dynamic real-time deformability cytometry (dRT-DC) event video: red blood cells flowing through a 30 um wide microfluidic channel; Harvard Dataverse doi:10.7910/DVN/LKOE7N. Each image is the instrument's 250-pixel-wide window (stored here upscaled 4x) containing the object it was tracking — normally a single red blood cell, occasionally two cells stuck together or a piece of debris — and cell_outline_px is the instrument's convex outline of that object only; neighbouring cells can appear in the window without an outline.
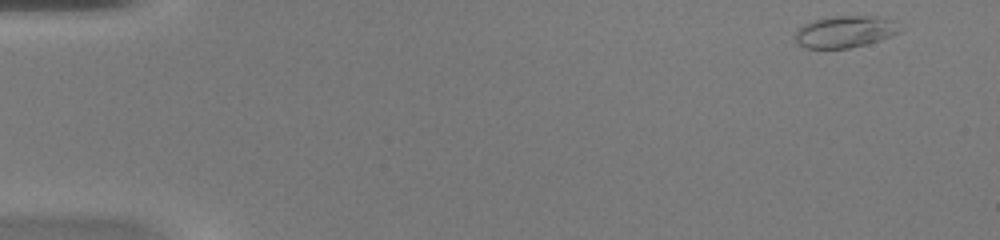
{"species": "common noctule bat (a hibernating species)", "species_latin": "Nyctalus noctula", "temperature_condition": "warm", "stored_images_in_passage": 47, "camera_frame_rate_fps": 3000, "um_per_image_px": 0.085, "animal": {"sex": "female", "body_mass_g": 20.0, "forearm_length_mm": 54.0}, "frame": {"image": 1, "passage_image": 1, "time_ms": 0.0, "image_size_px": [1000, 240], "cell_outline_px": [[904, 28], [900, 32], [892, 36], [880, 40], [848, 48], [804, 48], [796, 40], [796, 32], [804, 24], [816, 20], [836, 16], [880, 16], [896, 20]], "centroid_in_image_um": [71.94, 2.68], "position_along_channel_um": 13.1, "area_um2": 19.42}}
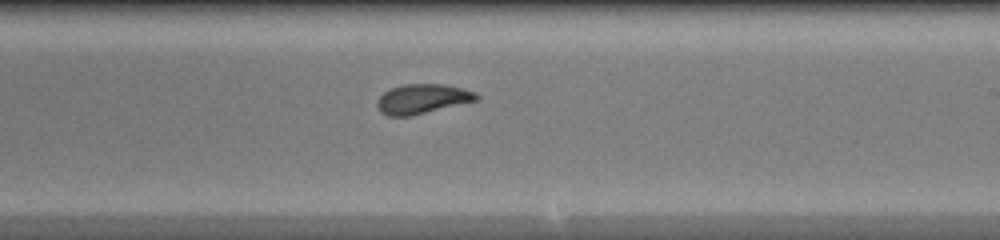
{"frame": {"image": 2, "passage_image": 28, "time_ms": 9.0, "image_size_px": [1000, 240], "cell_outline_px": [[480, 96], [476, 100], [408, 116], [388, 116], [380, 112], [376, 104], [376, 100], [384, 92], [392, 88], [404, 84], [444, 84], [464, 88], [476, 92]], "centroid_in_image_um": [35.87, 8.39], "position_along_channel_um": 253.1, "area_um2": 16.94}}
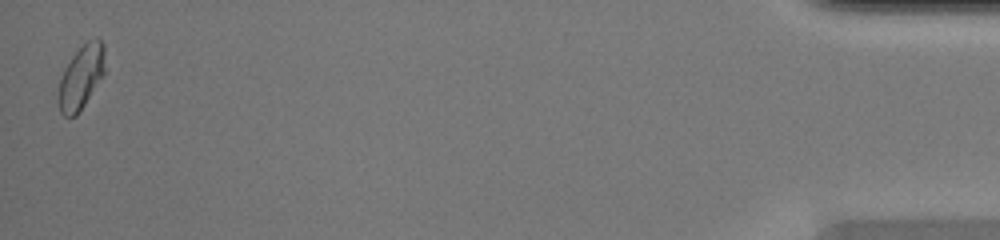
{"frame": {"image": 3, "passage_image": 47, "time_ms": 15.333, "image_size_px": [1000, 240], "cell_outline_px": [[104, 76], [76, 116], [64, 116], [60, 112], [56, 100], [60, 76], [64, 68], [72, 56], [88, 40], [96, 36], [104, 44]], "centroid_in_image_um": [6.87, 6.57], "position_along_channel_um": 428.3, "area_um2": 17.57}, "authors_computed_cell_mechanics": {"area_um2": 17.5712, "velocity_mm_per_s": 4.1825, "shape_relaxation_time_tau1_ms": 10.4962, "shape_relaxation_time_tau2_ms": 0.9727, "deformation_change_tau1": 0.2346, "deformation_change_tau2": 0.0476}}